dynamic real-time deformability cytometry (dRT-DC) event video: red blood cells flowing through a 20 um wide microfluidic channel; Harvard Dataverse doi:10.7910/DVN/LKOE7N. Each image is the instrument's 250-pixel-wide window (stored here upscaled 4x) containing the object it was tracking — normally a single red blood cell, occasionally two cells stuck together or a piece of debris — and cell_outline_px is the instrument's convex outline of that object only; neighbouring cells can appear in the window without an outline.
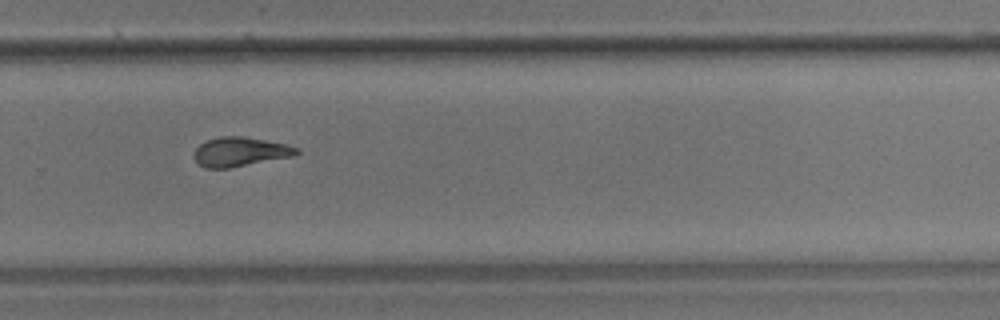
{"species": "common noctule bat (a hibernating species)", "species_latin": "Nyctalus noctula", "temperature_condition": "room temperature", "stored_images_in_passage": 16, "camera_frame_rate_fps": 3000, "um_per_image_px": 0.085, "animal": {"sex": "male", "body_mass_g": 17.9}, "frame": {"image": 1, "passage_image": 12, "time_ms": 15.0, "image_size_px": [1000, 320], "cell_outline_px": [[300, 152], [292, 156], [228, 168], [204, 168], [192, 156], [196, 148], [204, 140], [220, 136], [244, 136], [284, 144], [300, 148]], "centroid_in_image_um": [20.37, 12.89], "position_along_channel_um": 309.4, "area_um2": 17.4}}
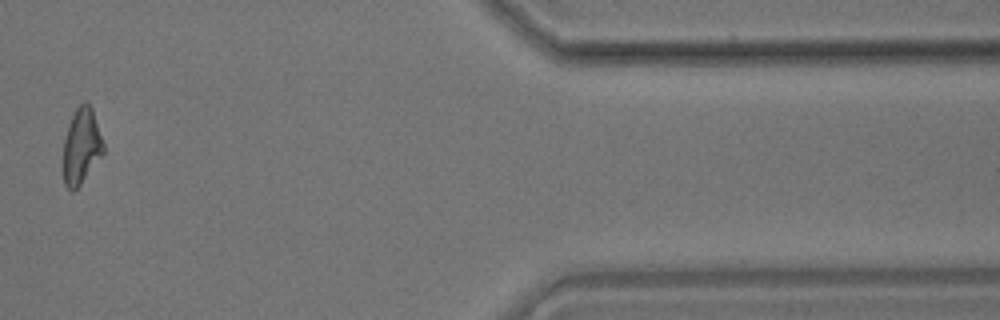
{"frame": {"image": 2, "passage_image": 14, "time_ms": 19.0, "image_size_px": [1000, 320], "cell_outline_px": [[104, 152], [80, 184], [72, 192], [64, 184], [64, 140], [68, 124], [76, 108], [84, 100], [92, 108], [104, 144]], "centroid_in_image_um": [6.92, 12.4], "position_along_channel_um": 404.5, "area_um2": 17.4}, "authors_computed_cell_mechanics": {"area_um2": 18.1203, "velocity_mm_per_s": 3.5032, "shape_relaxation_time_tau1_ms": null, "shape_relaxation_time_tau2_ms": 4.1779, "deformation_change_tau1": null, "deformation_change_tau2": 0.1211}}